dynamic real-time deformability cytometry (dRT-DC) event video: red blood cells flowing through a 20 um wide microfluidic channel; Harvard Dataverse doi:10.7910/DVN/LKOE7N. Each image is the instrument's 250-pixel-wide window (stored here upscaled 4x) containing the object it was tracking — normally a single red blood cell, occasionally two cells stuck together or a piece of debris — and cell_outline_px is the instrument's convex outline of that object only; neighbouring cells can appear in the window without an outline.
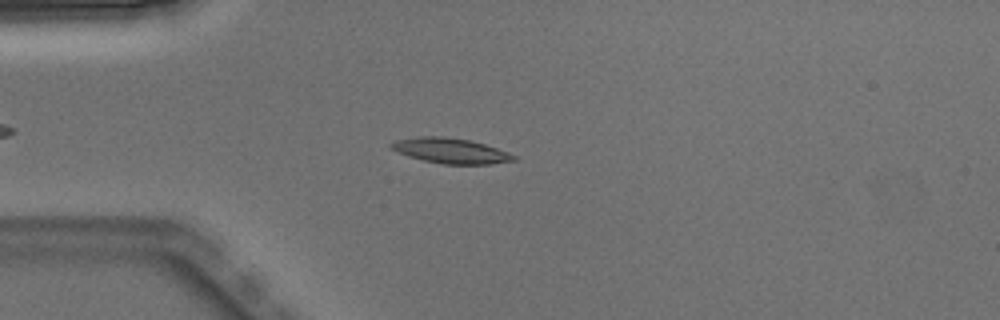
{"species": "Egyptian fruit bat (a non-hibernating species)", "species_latin": "Rousettus aegyptiacus", "temperature_condition": "warm", "stored_images_in_passage": 3, "camera_frame_rate_fps": 3000, "um_per_image_px": 0.085, "animal": {"sex": "male"}, "frame": {"image": 1, "passage_image": 3, "time_ms": 0.667, "image_size_px": [1000, 320], "cell_outline_px": [[516, 160], [488, 164], [444, 164], [424, 160], [408, 156], [388, 148], [388, 144], [392, 140], [416, 136], [444, 136], [468, 140], [484, 144], [508, 152], [516, 156]], "centroid_in_image_um": [38.22, 12.8], "position_along_channel_um": 46.8, "area_um2": 18.09}}